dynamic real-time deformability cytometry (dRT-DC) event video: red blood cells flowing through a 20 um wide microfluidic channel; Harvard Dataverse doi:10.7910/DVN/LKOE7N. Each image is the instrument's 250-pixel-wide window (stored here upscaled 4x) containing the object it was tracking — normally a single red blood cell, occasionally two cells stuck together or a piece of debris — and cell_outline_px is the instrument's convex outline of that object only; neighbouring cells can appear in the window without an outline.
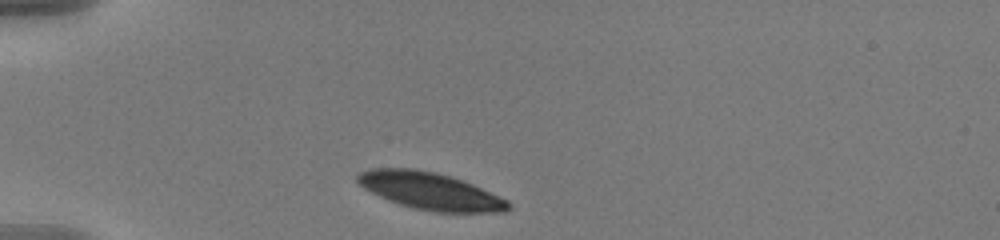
{"species": "human", "species_latin": "Homo sapiens", "temperature_condition": "warm", "stored_images_in_passage": 6, "camera_frame_rate_fps": 3000, "um_per_image_px": 0.085, "donor": {"sex": "male"}, "frame": {"image": 1, "passage_image": 1, "time_ms": 0.0, "image_size_px": [1000, 240], "cell_outline_px": [[512, 208], [504, 212], [436, 212], [412, 208], [388, 200], [364, 188], [356, 180], [356, 176], [360, 172], [372, 168], [412, 168], [436, 172], [472, 184], [508, 200], [512, 204]], "centroid_in_image_um": [36.58, 16.24], "position_along_channel_um": 48.4, "area_um2": 32.48}}
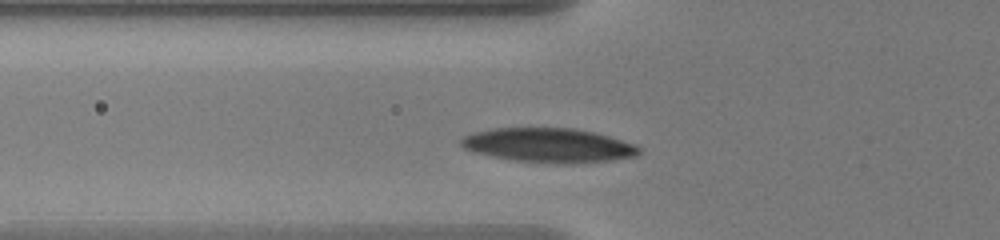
{"frame": {"image": 2, "passage_image": 6, "time_ms": 1.667, "image_size_px": [1000, 240], "cell_outline_px": [[640, 152], [636, 156], [608, 160], [564, 164], [560, 164], [516, 160], [492, 156], [472, 152], [464, 148], [460, 144], [460, 140], [464, 136], [472, 132], [492, 128], [572, 128], [596, 132], [636, 144], [640, 148]], "centroid_in_image_um": [46.62, 12.34], "position_along_channel_um": 79.2, "area_um2": 35.55}}